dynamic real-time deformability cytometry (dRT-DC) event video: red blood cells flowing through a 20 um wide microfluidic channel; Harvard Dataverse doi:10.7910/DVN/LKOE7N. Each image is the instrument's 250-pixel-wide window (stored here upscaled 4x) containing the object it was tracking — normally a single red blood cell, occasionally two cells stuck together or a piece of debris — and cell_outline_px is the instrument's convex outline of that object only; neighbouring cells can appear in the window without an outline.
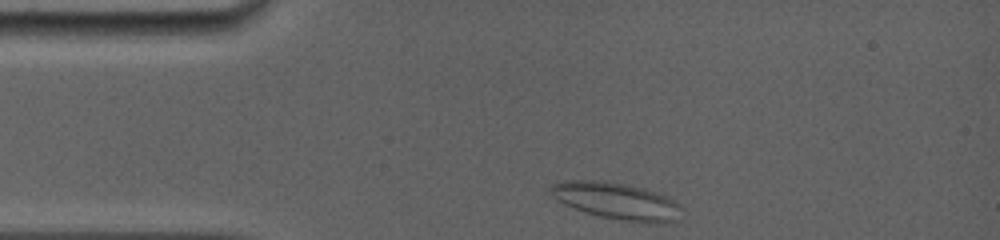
{"species": "common noctule bat (a hibernating species)", "species_latin": "Nyctalus noctula", "temperature_condition": "room temperature", "stored_images_in_passage": 37, "camera_frame_rate_fps": 5000, "um_per_image_px": 0.085, "animal": {"sex": "female", "body_mass_g": 19.0, "forearm_length_mm": 56.7}, "frame": {"image": 1, "passage_image": 1, "time_ms": 0.0, "image_size_px": [1000, 240], "cell_outline_px": [[680, 204], [672, 220], [660, 224], [656, 224], [620, 220], [600, 216], [584, 212], [564, 204], [552, 196], [548, 188], [552, 184], [568, 180], [604, 180], [644, 188], [664, 196]], "centroid_in_image_um": [52.3, 17.07], "position_along_channel_um": 32.7, "area_um2": 27.63}}
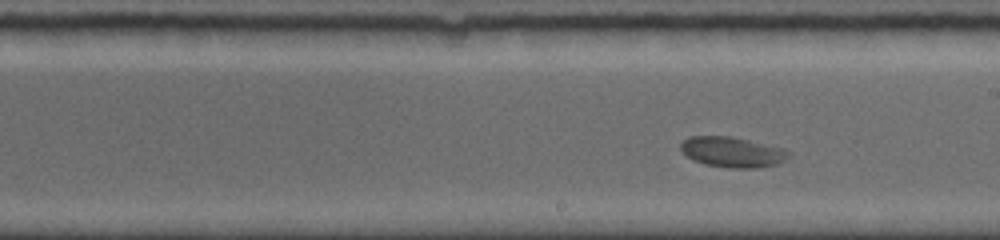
{"frame": {"image": 2, "passage_image": 23, "time_ms": 6.0, "image_size_px": [1000, 240], "cell_outline_px": [[792, 156], [776, 164], [760, 168], [728, 168], [704, 164], [692, 160], [680, 148], [680, 144], [688, 136], [732, 136], [784, 148], [792, 152]], "centroid_in_image_um": [62.29, 12.92], "position_along_channel_um": 226.7, "area_um2": 19.36}}
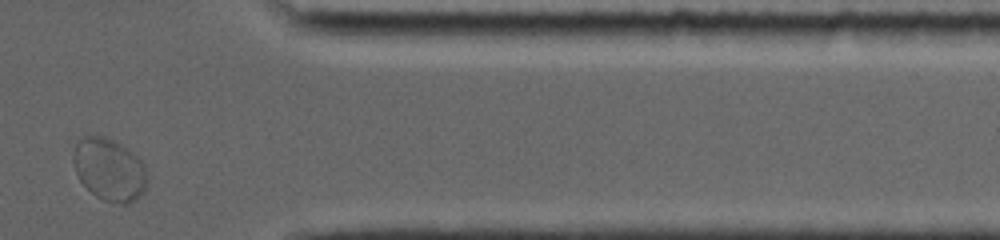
{"frame": {"image": 3, "passage_image": 37, "time_ms": 10.8, "image_size_px": [1000, 240], "cell_outline_px": [[148, 180], [144, 192], [136, 200], [128, 204], [120, 204], [104, 200], [96, 196], [80, 180], [76, 172], [72, 160], [76, 144], [84, 136], [104, 136], [128, 148], [144, 164], [148, 176]], "centroid_in_image_um": [9.33, 14.43], "position_along_channel_um": 402.1, "area_um2": 26.88}}